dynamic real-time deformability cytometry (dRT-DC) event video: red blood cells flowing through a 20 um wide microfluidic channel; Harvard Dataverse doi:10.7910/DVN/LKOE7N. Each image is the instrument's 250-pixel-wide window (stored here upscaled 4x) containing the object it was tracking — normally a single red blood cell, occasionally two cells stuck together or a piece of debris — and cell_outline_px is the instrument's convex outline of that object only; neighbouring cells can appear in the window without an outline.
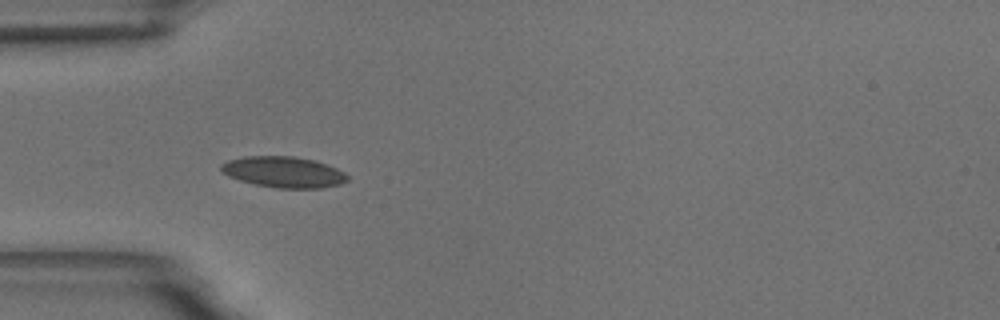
{"species": "common noctule bat (a hibernating species)", "species_latin": "Nyctalus noctula", "temperature_condition": "room temperature", "stored_images_in_passage": 30, "camera_frame_rate_fps": 3000, "um_per_image_px": 0.085, "animal": {"sex": "male", "body_mass_g": 18.8}, "frame": {"image": 1, "passage_image": 5, "time_ms": 1.333, "image_size_px": [1000, 320], "cell_outline_px": [[348, 180], [340, 184], [320, 188], [276, 188], [256, 184], [240, 180], [228, 176], [220, 168], [220, 164], [228, 160], [244, 156], [292, 156], [316, 160], [328, 164], [344, 172], [348, 176]], "centroid_in_image_um": [24.12, 14.61], "position_along_channel_um": 60.9, "area_um2": 22.83}}